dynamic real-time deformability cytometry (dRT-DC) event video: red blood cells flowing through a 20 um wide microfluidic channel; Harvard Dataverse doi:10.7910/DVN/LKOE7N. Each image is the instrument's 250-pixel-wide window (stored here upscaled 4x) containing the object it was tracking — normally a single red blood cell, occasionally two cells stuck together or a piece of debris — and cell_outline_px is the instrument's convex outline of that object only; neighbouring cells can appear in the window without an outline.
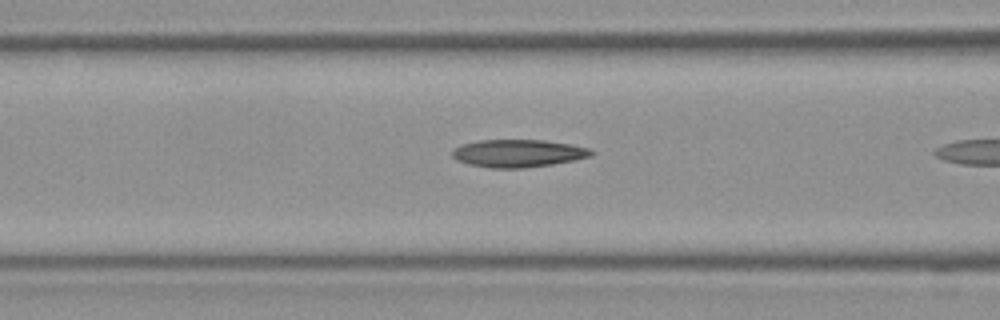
{"species": "Egyptian fruit bat (a non-hibernating species)", "species_latin": "Rousettus aegyptiacus", "temperature_condition": "room temperature", "stored_images_in_passage": 6, "camera_frame_rate_fps": 3000, "um_per_image_px": 0.085, "frame": {"image": 1, "passage_image": 5, "time_ms": 1.333, "image_size_px": [1000, 320], "cell_outline_px": [[596, 152], [592, 156], [576, 160], [552, 164], [524, 168], [488, 168], [468, 164], [456, 160], [452, 156], [452, 148], [460, 144], [476, 140], [544, 140], [572, 144], [588, 148]], "centroid_in_image_um": [44.02, 13.03], "position_along_channel_um": 122.6, "area_um2": 22.77}}